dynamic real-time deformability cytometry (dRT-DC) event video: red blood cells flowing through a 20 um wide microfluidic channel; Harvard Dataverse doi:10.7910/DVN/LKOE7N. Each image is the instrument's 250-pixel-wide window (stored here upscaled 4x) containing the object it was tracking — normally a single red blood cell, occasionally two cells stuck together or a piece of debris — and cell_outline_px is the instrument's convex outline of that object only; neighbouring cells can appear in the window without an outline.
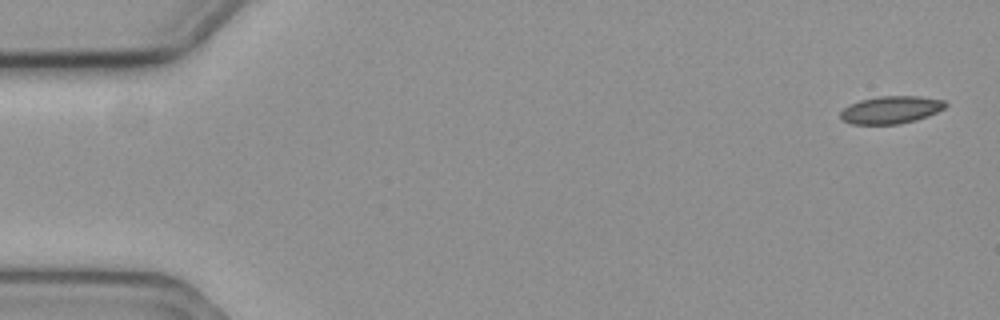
{"species": "common noctule bat (a hibernating species)", "species_latin": "Nyctalus noctula", "temperature_condition": "cold", "stored_images_in_passage": 5, "camera_frame_rate_fps": 3000, "um_per_image_px": 0.085, "animal": {"sex": "female", "body_mass_g": 19.3, "forearm_length_mm": 54.1}, "frame": {"image": 1, "passage_image": 1, "time_ms": 0.0, "image_size_px": [1000, 320], "cell_outline_px": [[948, 104], [944, 108], [928, 116], [916, 120], [900, 124], [852, 124], [844, 120], [840, 116], [840, 112], [844, 108], [860, 100], [880, 96], [916, 96], [944, 100]], "centroid_in_image_um": [75.75, 9.34], "position_along_channel_um": 9.3, "area_um2": 16.7}}
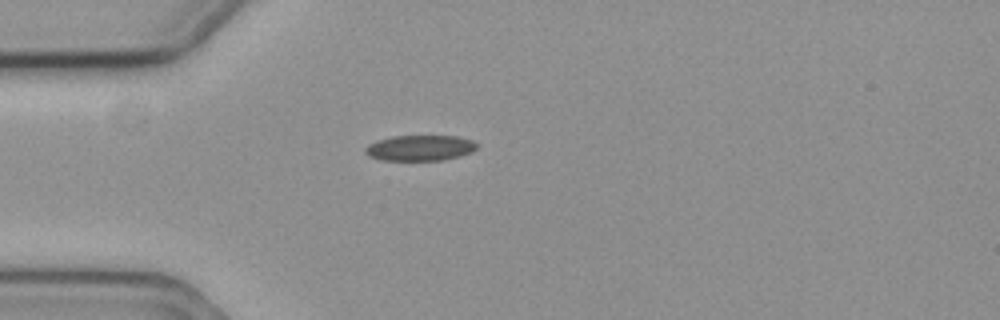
{"frame": {"image": 2, "passage_image": 5, "time_ms": 1.333, "image_size_px": [1000, 320], "cell_outline_px": [[476, 148], [472, 152], [460, 156], [444, 160], [380, 160], [368, 156], [364, 152], [364, 148], [368, 144], [376, 140], [392, 136], [456, 136], [472, 140], [476, 144]], "centroid_in_image_um": [35.65, 12.58], "position_along_channel_um": 49.3, "area_um2": 16.76}}